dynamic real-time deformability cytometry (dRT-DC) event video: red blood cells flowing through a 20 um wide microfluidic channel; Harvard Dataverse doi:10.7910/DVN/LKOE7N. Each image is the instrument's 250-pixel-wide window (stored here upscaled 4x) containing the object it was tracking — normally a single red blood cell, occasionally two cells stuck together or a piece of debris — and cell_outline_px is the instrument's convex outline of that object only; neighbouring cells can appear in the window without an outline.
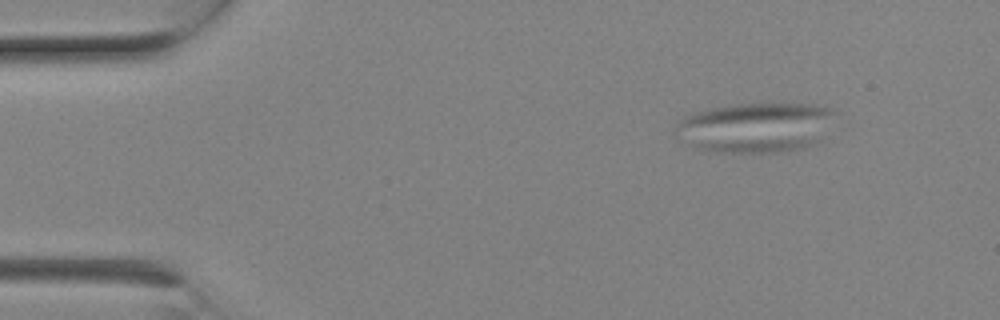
{"species": "Egyptian fruit bat (a non-hibernating species)", "species_latin": "Rousettus aegyptiacus", "temperature_condition": "room temperature", "stored_images_in_passage": 8, "camera_frame_rate_fps": 3000, "um_per_image_px": 0.085, "animal": {"sex": "female"}, "frame": {"image": 1, "passage_image": 3, "time_ms": 0.667, "image_size_px": [1000, 320], "cell_outline_px": [[836, 112], [820, 140], [816, 144], [804, 148], [784, 152], [716, 152], [700, 148], [688, 144], [676, 136], [676, 124], [684, 116], [692, 112], [732, 104], [816, 104], [832, 108]], "centroid_in_image_um": [64.23, 10.83], "position_along_channel_um": 20.8, "area_um2": 46.53}}
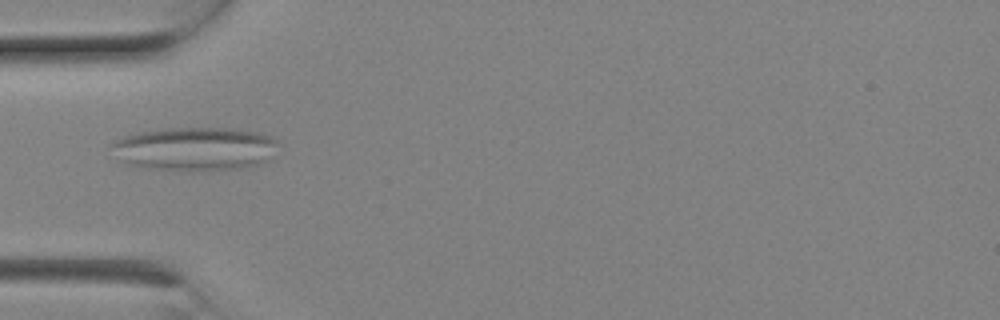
{"frame": {"image": 2, "passage_image": 7, "time_ms": 2.0, "image_size_px": [1000, 320], "cell_outline_px": [[276, 144], [272, 160], [260, 164], [240, 168], [192, 172], [188, 172], [140, 168], [124, 164], [120, 160], [108, 144], [124, 136], [136, 132], [164, 128], [232, 128], [256, 132], [272, 136], [276, 140]], "centroid_in_image_um": [16.52, 12.67], "position_along_channel_um": 68.5, "area_um2": 43.35}}
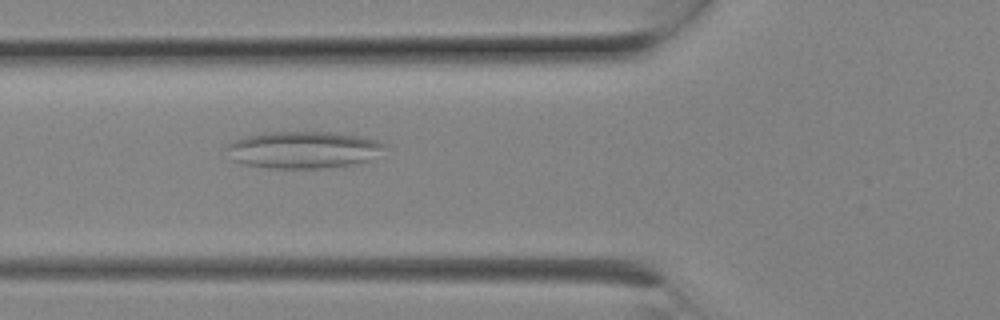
{"frame": {"image": 3, "passage_image": 8, "time_ms": 2.333, "image_size_px": [1000, 320], "cell_outline_px": [[388, 144], [368, 160], [356, 164], [324, 168], [268, 168], [244, 164], [232, 160], [224, 148], [228, 144], [236, 140], [248, 136], [272, 132], [336, 132], [360, 136], [376, 140]], "centroid_in_image_um": [25.76, 12.73], "position_along_channel_um": 100.0, "area_um2": 33.93}}